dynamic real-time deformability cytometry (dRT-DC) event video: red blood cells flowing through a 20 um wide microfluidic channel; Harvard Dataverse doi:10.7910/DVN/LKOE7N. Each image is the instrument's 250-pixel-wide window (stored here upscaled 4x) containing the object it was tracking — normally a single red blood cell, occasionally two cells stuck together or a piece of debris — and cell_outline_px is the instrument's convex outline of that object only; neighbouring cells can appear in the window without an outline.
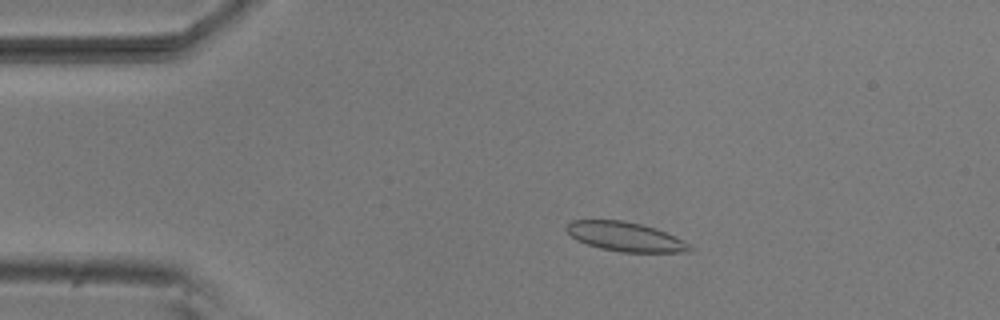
{"species": "common noctule bat (a hibernating species)", "species_latin": "Nyctalus noctula", "temperature_condition": "room temperature", "stored_images_in_passage": 47, "camera_frame_rate_fps": 3000, "um_per_image_px": 0.085, "animal": {"sex": "male", "body_mass_g": 20.5, "forearm_length_mm": 52.5}, "frame": {"image": 1, "passage_image": 4, "time_ms": 1.0, "image_size_px": [1000, 320], "cell_outline_px": [[696, 248], [692, 252], [620, 252], [600, 248], [576, 240], [564, 228], [572, 220], [624, 220], [656, 228], [676, 236], [684, 240]], "centroid_in_image_um": [53.22, 20.12], "position_along_channel_um": 31.8, "area_um2": 21.21}}
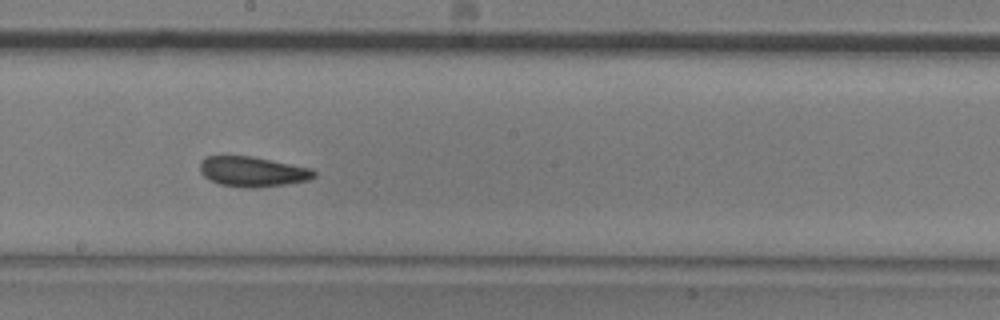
{"frame": {"image": 2, "passage_image": 23, "time_ms": 7.333, "image_size_px": [1000, 320], "cell_outline_px": [[316, 176], [308, 180], [288, 184], [256, 188], [244, 188], [220, 184], [204, 176], [200, 172], [200, 160], [204, 156], [252, 156], [312, 168], [316, 172]], "centroid_in_image_um": [21.48, 14.59], "position_along_channel_um": 226.7, "area_um2": 20.17}}
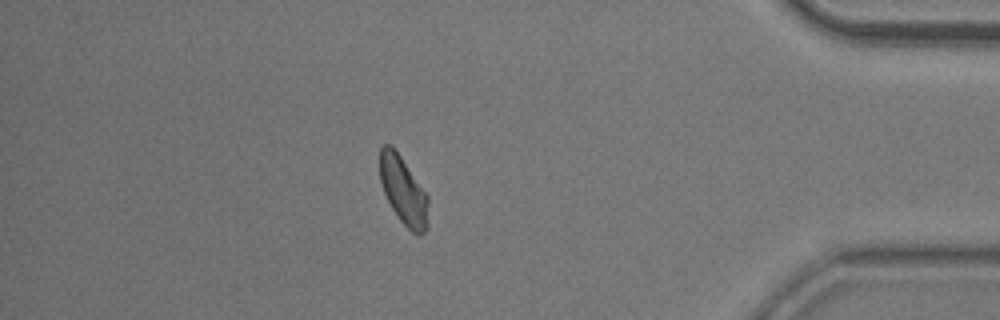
{"frame": {"image": 3, "passage_image": 40, "time_ms": 13.0, "image_size_px": [1000, 320], "cell_outline_px": [[428, 228], [420, 236], [416, 236], [400, 220], [392, 208], [384, 192], [380, 180], [380, 148], [384, 144], [392, 144], [428, 196]], "centroid_in_image_um": [34.3, 16.22], "position_along_channel_um": 400.9, "area_um2": 19.13}, "authors_computed_cell_mechanics": {"area_um2": 19.941, "velocity_mm_per_s": 3.7839, "shape_relaxation_time_tau1_ms": 5.262, "shape_relaxation_time_tau2_ms": 2.4467, "deformation_change_tau1": 0.1412, "deformation_change_tau2": 0.0735}}